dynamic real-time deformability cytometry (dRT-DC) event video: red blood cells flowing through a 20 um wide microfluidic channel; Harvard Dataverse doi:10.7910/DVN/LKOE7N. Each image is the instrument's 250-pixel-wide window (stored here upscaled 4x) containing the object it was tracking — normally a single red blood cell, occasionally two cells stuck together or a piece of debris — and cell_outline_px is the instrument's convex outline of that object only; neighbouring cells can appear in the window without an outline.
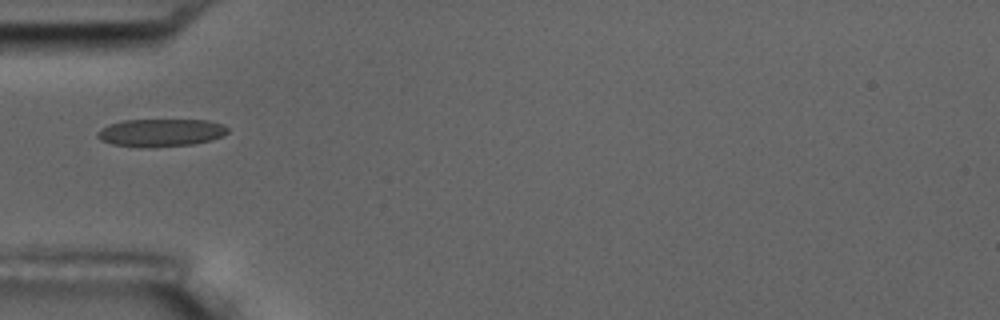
{"species": "common noctule bat (a hibernating species)", "species_latin": "Nyctalus noctula", "temperature_condition": "room temperature", "stored_images_in_passage": 17, "camera_frame_rate_fps": 3000, "um_per_image_px": 0.085, "animal": {"sex": "male", "body_mass_g": 17.5, "forearm_length_mm": 52.3}, "frame": {"image": 1, "passage_image": 6, "time_ms": 5.667, "image_size_px": [1000, 320], "cell_outline_px": [[228, 132], [212, 140], [192, 144], [156, 148], [140, 148], [112, 144], [100, 140], [96, 136], [96, 132], [100, 128], [108, 124], [124, 120], [208, 120], [220, 124], [228, 128]], "centroid_in_image_um": [13.6, 11.29], "position_along_channel_um": 71.4, "area_um2": 21.33}}
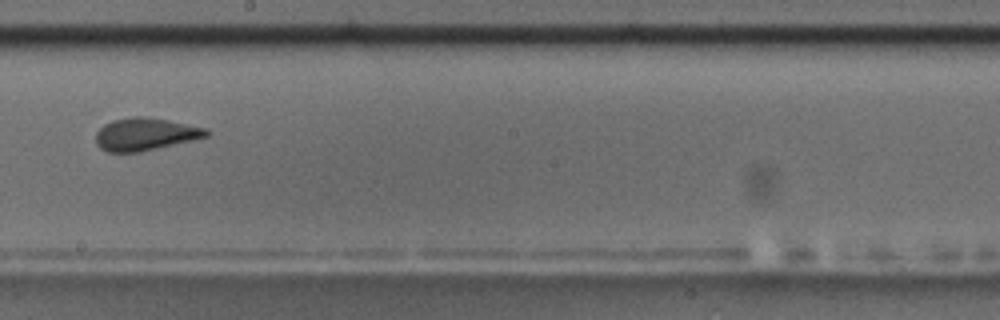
{"frame": {"image": 2, "passage_image": 10, "time_ms": 10.333, "image_size_px": [1000, 320], "cell_outline_px": [[212, 132], [208, 136], [192, 140], [140, 152], [108, 152], [100, 148], [96, 144], [96, 132], [104, 124], [112, 120], [132, 116], [144, 116], [168, 120], [208, 128]], "centroid_in_image_um": [12.36, 11.4], "position_along_channel_um": 235.8, "area_um2": 21.1}, "authors_computed_cell_mechanics": {"area_um2": 20.9236, "velocity_mm_per_s": 3.5306, "shape_relaxation_time_tau1_ms": 9.8298, "shape_relaxation_time_tau2_ms": 1.3506, "deformation_change_tau1": 0.2055, "deformation_change_tau2": 0.0764}}